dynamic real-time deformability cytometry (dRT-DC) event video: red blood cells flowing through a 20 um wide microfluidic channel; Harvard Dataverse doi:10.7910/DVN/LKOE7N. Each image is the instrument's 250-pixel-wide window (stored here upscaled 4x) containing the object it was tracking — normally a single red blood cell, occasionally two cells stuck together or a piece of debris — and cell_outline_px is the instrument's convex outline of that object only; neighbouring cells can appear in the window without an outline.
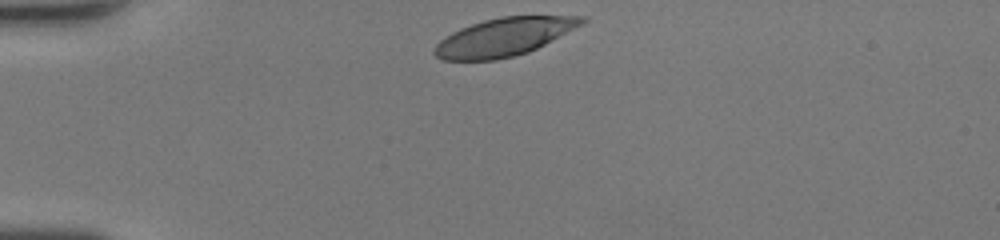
{"species": "human", "species_latin": "Homo sapiens", "temperature_condition": "room temperature", "stored_images_in_passage": 29, "camera_frame_rate_fps": 3000, "um_per_image_px": 0.085, "donor": {"sex": "female"}, "frame": {"image": 1, "passage_image": 1, "time_ms": 0.0, "image_size_px": [1000, 240], "cell_outline_px": [[588, 20], [584, 24], [528, 52], [496, 60], [440, 60], [432, 52], [436, 44], [440, 40], [452, 32], [460, 28], [484, 20], [500, 16], [588, 16]], "centroid_in_image_um": [42.84, 3.14], "position_along_channel_um": 42.2, "area_um2": 32.6}}
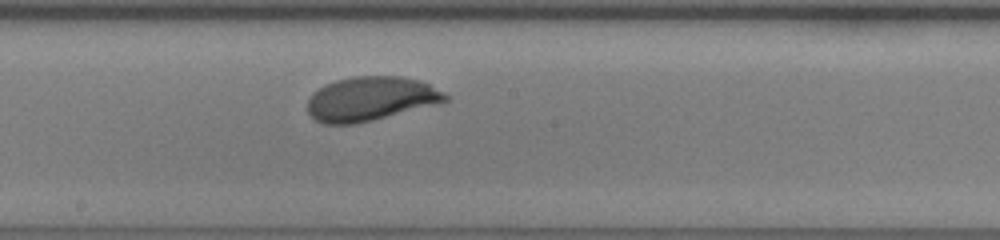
{"frame": {"image": 2, "passage_image": 16, "time_ms": 5.0, "image_size_px": [1000, 240], "cell_outline_px": [[448, 100], [372, 120], [356, 124], [324, 124], [316, 120], [308, 112], [308, 100], [312, 92], [324, 84], [336, 80], [352, 76], [400, 76], [420, 80], [444, 92], [448, 96]], "centroid_in_image_um": [31.45, 8.38], "position_along_channel_um": 216.8, "area_um2": 35.14}}
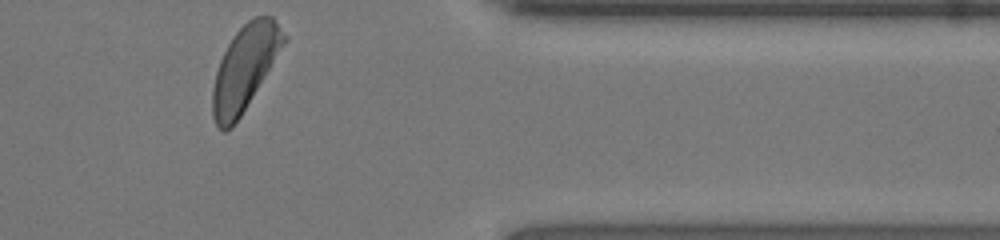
{"frame": {"image": 3, "passage_image": 29, "time_ms": 9.333, "image_size_px": [1000, 240], "cell_outline_px": [[288, 40], [240, 116], [224, 132], [216, 124], [212, 116], [212, 88], [216, 72], [220, 60], [232, 36], [248, 20], [256, 16], [272, 16], [288, 36]], "centroid_in_image_um": [20.83, 5.73], "position_along_channel_um": 390.6, "area_um2": 34.74}, "authors_computed_cell_mechanics": {"area_um2": 34.9112, "velocity_mm_per_s": 4.3483, "shape_relaxation_time_tau1_ms": 2.7327, "shape_relaxation_time_tau2_ms": null, "deformation_change_tau1": 0.1558, "deformation_change_tau2": null}}